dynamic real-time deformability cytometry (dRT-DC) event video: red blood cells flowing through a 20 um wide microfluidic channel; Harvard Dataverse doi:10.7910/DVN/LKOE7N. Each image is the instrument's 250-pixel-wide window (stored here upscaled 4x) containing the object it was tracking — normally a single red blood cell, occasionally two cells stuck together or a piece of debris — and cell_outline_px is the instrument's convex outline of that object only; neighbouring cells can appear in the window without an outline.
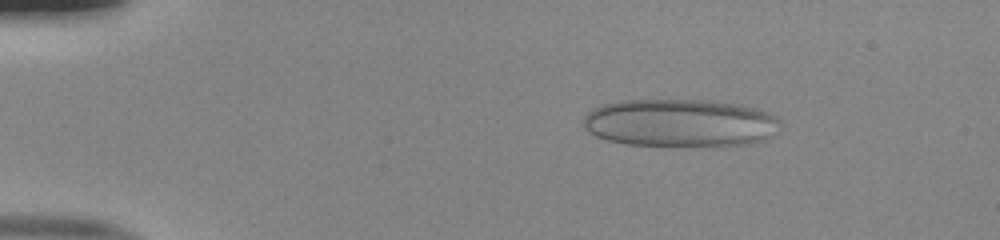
{"species": "human", "species_latin": "Homo sapiens", "temperature_condition": "room temperature", "stored_images_in_passage": 51, "camera_frame_rate_fps": 3000, "um_per_image_px": 0.085, "donor": {"sex": "male"}, "frame": {"image": 1, "passage_image": 8, "time_ms": 2.333, "image_size_px": [1000, 240], "cell_outline_px": [[780, 120], [772, 136], [764, 140], [748, 144], [628, 144], [608, 140], [596, 136], [584, 124], [584, 116], [592, 108], [604, 104], [620, 100], [704, 100], [740, 104], [756, 108], [768, 112]], "centroid_in_image_um": [57.81, 10.41], "position_along_channel_um": 27.2, "area_um2": 53.87}}
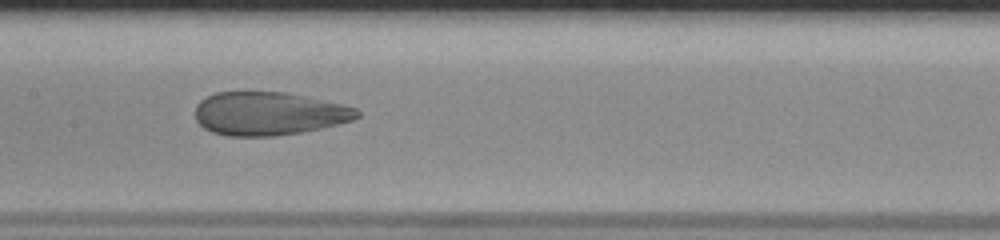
{"frame": {"image": 2, "passage_image": 26, "time_ms": 8.333, "image_size_px": [1000, 240], "cell_outline_px": [[360, 116], [352, 120], [320, 128], [300, 132], [276, 136], [228, 136], [212, 132], [204, 128], [196, 120], [196, 104], [200, 100], [216, 92], [288, 92], [340, 104], [356, 108], [360, 112]], "centroid_in_image_um": [22.82, 9.65], "position_along_channel_um": 184.6, "area_um2": 40.69}}
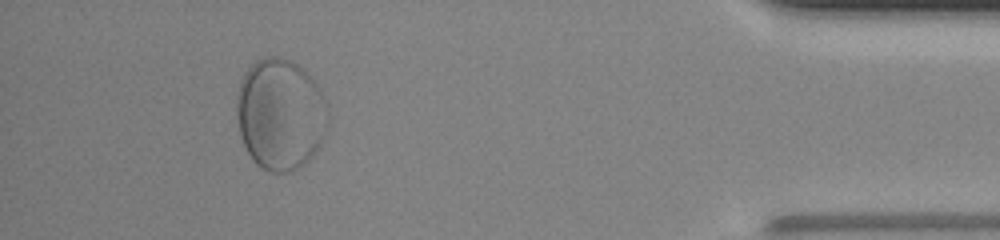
{"frame": {"image": 3, "passage_image": 47, "time_ms": 15.333, "image_size_px": [1000, 240], "cell_outline_px": [[324, 136], [320, 144], [312, 156], [304, 164], [288, 172], [272, 172], [256, 164], [252, 160], [240, 136], [236, 112], [236, 96], [240, 80], [244, 72], [256, 60], [264, 56], [276, 56], [292, 60], [320, 88], [324, 132]], "centroid_in_image_um": [23.73, 9.7], "position_along_channel_um": 411.5, "area_um2": 58.26}}